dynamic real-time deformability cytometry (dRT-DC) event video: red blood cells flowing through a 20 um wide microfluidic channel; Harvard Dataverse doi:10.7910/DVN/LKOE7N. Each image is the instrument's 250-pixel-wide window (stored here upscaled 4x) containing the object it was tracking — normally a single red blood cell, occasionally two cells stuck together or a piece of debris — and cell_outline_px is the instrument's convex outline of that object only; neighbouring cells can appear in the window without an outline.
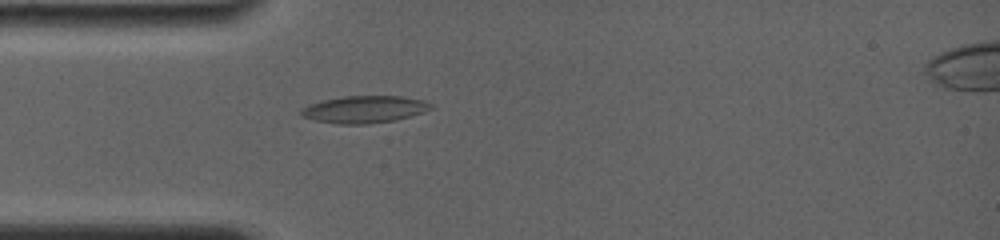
{"species": "common noctule bat (a hibernating species)", "species_latin": "Nyctalus noctula", "temperature_condition": "room temperature", "stored_images_in_passage": 31, "camera_frame_rate_fps": 4000, "um_per_image_px": 0.085, "animal": {"sex": "female", "body_mass_g": 19.0, "forearm_length_mm": 56.7}, "frame": {"image": 1, "passage_image": 9, "time_ms": 4.25, "image_size_px": [1000, 240], "cell_outline_px": [[436, 108], [424, 112], [396, 120], [368, 124], [336, 124], [316, 120], [300, 116], [300, 108], [308, 104], [320, 100], [344, 96], [400, 96], [424, 100], [432, 104]], "centroid_in_image_um": [30.97, 9.29], "position_along_channel_um": 54.0, "area_um2": 20.87}}
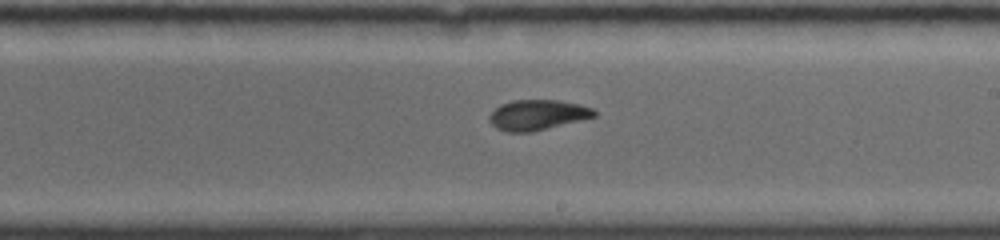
{"frame": {"image": 2, "passage_image": 19, "time_ms": 9.25, "image_size_px": [1000, 240], "cell_outline_px": [[596, 116], [532, 132], [508, 132], [496, 128], [488, 120], [488, 116], [500, 104], [512, 100], [556, 100], [580, 104], [592, 108], [596, 112]], "centroid_in_image_um": [45.66, 9.76], "position_along_channel_um": 243.3, "area_um2": 18.44}}
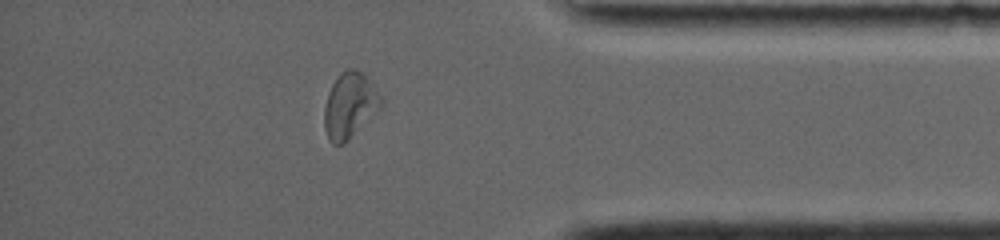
{"frame": {"image": 3, "passage_image": 28, "time_ms": 13.75, "image_size_px": [1000, 240], "cell_outline_px": [[384, 104], [344, 144], [332, 144], [328, 140], [324, 128], [324, 108], [328, 92], [332, 84], [340, 72], [348, 68], [352, 68], [364, 72], [384, 100]], "centroid_in_image_um": [29.72, 8.94], "position_along_channel_um": 405.5, "area_um2": 21.85}, "authors_computed_cell_mechanics": {"area_um2": 19.5942, "velocity_mm_per_s": 3.8486, "shape_relaxation_time_tau1_ms": 5.4017, "shape_relaxation_time_tau2_ms": 2.8316, "deformation_change_tau1": 0.1595, "deformation_change_tau2": 0.0845}}